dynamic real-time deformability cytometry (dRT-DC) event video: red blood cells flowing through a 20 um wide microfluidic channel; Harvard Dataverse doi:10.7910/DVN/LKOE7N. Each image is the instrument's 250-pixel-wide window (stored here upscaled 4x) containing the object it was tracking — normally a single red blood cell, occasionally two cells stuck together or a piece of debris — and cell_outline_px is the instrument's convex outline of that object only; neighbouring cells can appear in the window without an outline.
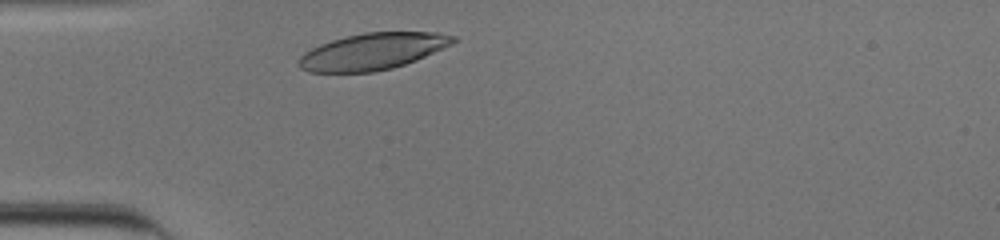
{"species": "human", "species_latin": "Homo sapiens", "temperature_condition": "cold", "stored_images_in_passage": 29, "camera_frame_rate_fps": 3000, "um_per_image_px": 0.085, "donor": {"sex": "male"}, "frame": {"image": 1, "passage_image": 3, "time_ms": 0.667, "image_size_px": [1000, 240], "cell_outline_px": [[460, 40], [444, 48], [416, 60], [392, 68], [372, 72], [308, 72], [300, 68], [296, 64], [300, 56], [304, 52], [320, 44], [332, 40], [364, 32], [436, 32], [456, 36]], "centroid_in_image_um": [31.68, 4.37], "position_along_channel_um": 53.3, "area_um2": 33.0}}
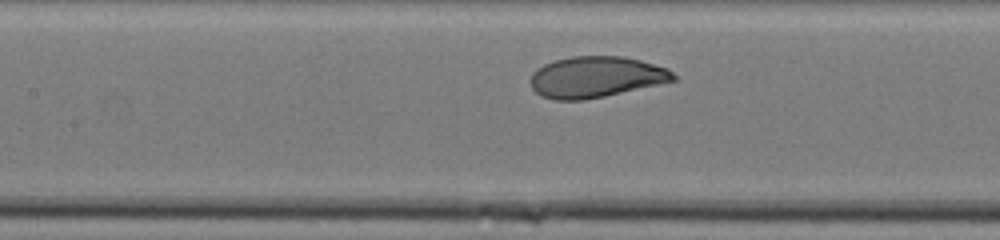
{"frame": {"image": 2, "passage_image": 12, "time_ms": 3.667, "image_size_px": [1000, 240], "cell_outline_px": [[676, 80], [660, 84], [604, 96], [584, 100], [556, 100], [540, 96], [532, 88], [532, 72], [536, 68], [544, 64], [556, 60], [572, 56], [624, 56], [640, 60], [668, 68], [676, 76]], "centroid_in_image_um": [50.66, 6.54], "position_along_channel_um": 156.7, "area_um2": 34.16}}
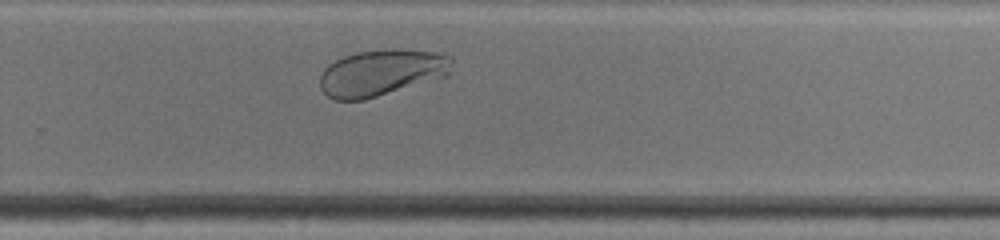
{"frame": {"image": 3, "passage_image": 23, "time_ms": 7.333, "image_size_px": [1000, 240], "cell_outline_px": [[456, 60], [448, 76], [364, 100], [336, 100], [328, 96], [320, 88], [320, 76], [324, 68], [328, 64], [344, 56], [356, 52], [392, 48], [396, 48], [440, 52], [452, 56]], "centroid_in_image_um": [32.5, 6.16], "position_along_channel_um": 297.3, "area_um2": 36.3}, "authors_computed_cell_mechanics": {"area_um2": 34.7378, "velocity_mm_per_s": 3.8523, "shape_relaxation_time_tau1_ms": 2.2003, "shape_relaxation_time_tau2_ms": null, "deformation_change_tau1": 0.1299, "deformation_change_tau2": null}}